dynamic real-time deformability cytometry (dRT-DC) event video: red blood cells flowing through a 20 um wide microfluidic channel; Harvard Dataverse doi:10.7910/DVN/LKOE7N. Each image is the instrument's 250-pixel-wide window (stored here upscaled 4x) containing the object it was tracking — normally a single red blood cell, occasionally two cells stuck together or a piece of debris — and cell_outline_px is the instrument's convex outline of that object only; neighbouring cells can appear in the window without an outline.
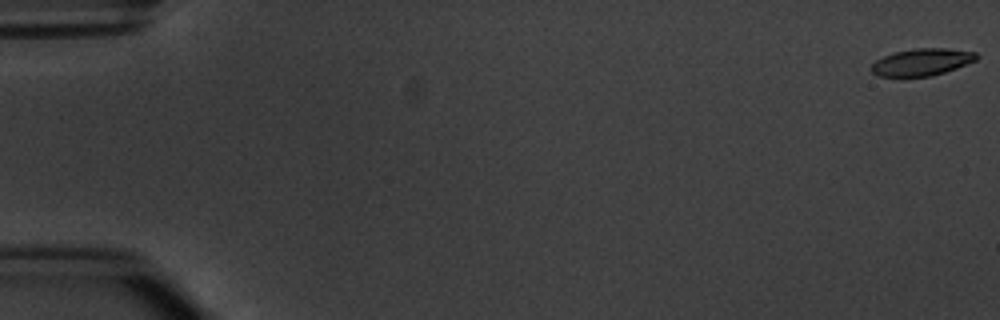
{"species": "common noctule bat (a hibernating species)", "species_latin": "Nyctalus noctula", "temperature_condition": "warm", "stored_images_in_passage": 4, "camera_frame_rate_fps": 3000, "um_per_image_px": 0.085, "animal": {"sex": "male", "body_mass_g": 20.1, "forearm_length_mm": 53.5}, "frame": {"image": 1, "passage_image": 1, "time_ms": 0.0, "image_size_px": [1000, 320], "cell_outline_px": [[980, 56], [976, 60], [956, 68], [932, 76], [876, 76], [868, 68], [876, 60], [892, 52], [916, 48], [948, 48], [976, 52]], "centroid_in_image_um": [78.34, 5.27], "position_along_channel_um": 6.7, "area_um2": 16.7}}